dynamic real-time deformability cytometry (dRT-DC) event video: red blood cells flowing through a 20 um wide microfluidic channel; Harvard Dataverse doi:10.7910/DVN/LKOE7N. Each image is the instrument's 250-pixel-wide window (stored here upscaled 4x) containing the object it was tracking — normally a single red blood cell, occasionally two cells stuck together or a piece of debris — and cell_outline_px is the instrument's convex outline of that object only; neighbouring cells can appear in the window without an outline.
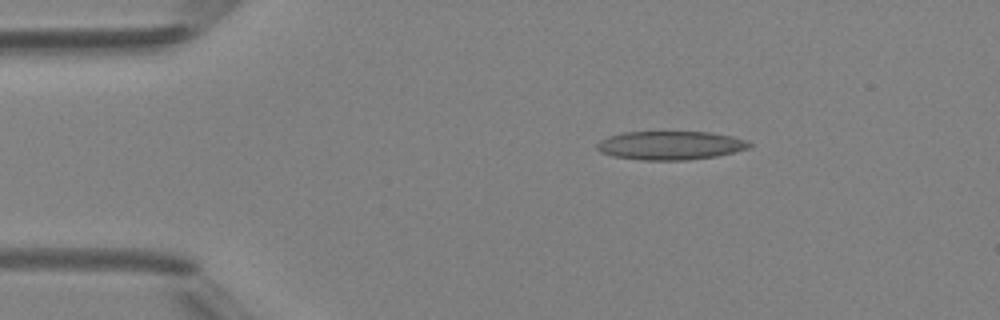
{"species": "Egyptian fruit bat (a non-hibernating species)", "species_latin": "Rousettus aegyptiacus", "temperature_condition": "room temperature", "stored_images_in_passage": 2, "camera_frame_rate_fps": 3000, "um_per_image_px": 0.085, "animal": {"sex": "female"}, "frame": {"image": 1, "passage_image": 1, "time_ms": 0.0, "image_size_px": [1000, 320], "cell_outline_px": [[752, 144], [748, 148], [716, 156], [688, 160], [640, 160], [612, 156], [600, 152], [596, 148], [596, 144], [600, 140], [608, 136], [624, 132], [712, 132], [732, 136], [748, 140]], "centroid_in_image_um": [56.96, 12.36], "position_along_channel_um": 28.0, "area_um2": 25.55}}
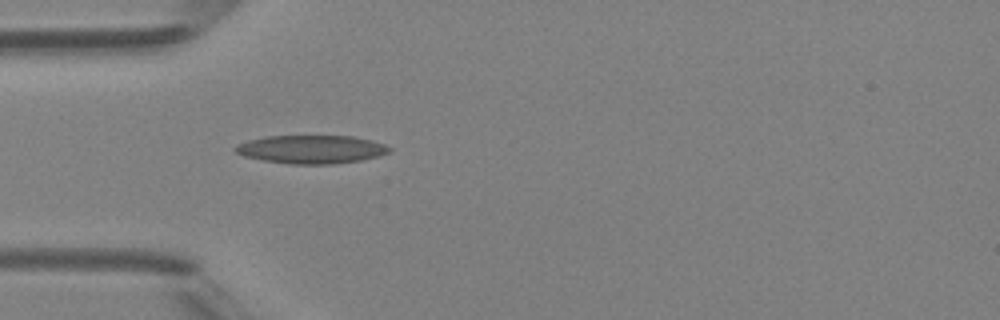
{"frame": {"image": 2, "passage_image": 2, "time_ms": 2.0, "image_size_px": [1000, 320], "cell_outline_px": [[392, 148], [388, 152], [376, 156], [360, 160], [332, 164], [292, 164], [264, 160], [244, 156], [236, 152], [232, 148], [236, 144], [248, 140], [264, 136], [352, 136], [372, 140], [384, 144]], "centroid_in_image_um": [26.42, 12.68], "position_along_channel_um": 58.6, "area_um2": 25.32}}